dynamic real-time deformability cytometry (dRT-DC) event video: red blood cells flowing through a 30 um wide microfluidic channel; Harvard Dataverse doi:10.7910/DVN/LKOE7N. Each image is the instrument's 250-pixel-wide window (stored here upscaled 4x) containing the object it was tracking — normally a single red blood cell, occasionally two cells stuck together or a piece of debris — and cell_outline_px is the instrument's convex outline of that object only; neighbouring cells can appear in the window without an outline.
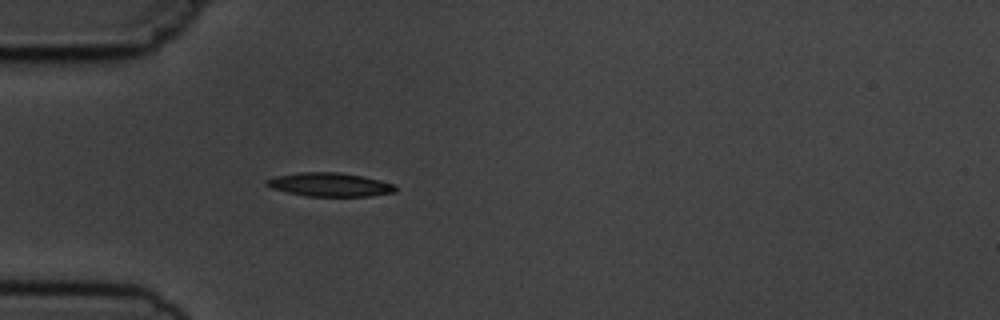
{"species": "common noctule bat (a hibernating species)", "species_latin": "Nyctalus noctula", "temperature_condition": "cold", "stored_images_in_passage": 5, "camera_frame_rate_fps": 3000, "um_per_image_px": 0.085, "animal": {"sex": "male", "body_mass_g": 19.5, "forearm_length_mm": 54.6}, "frame": {"image": 1, "passage_image": 5, "time_ms": 5.0, "image_size_px": [1000, 320], "cell_outline_px": [[396, 192], [372, 196], [308, 196], [288, 192], [272, 188], [264, 184], [264, 180], [276, 176], [300, 172], [340, 172], [380, 180], [396, 184]], "centroid_in_image_um": [28.04, 15.69], "position_along_channel_um": 57.0, "area_um2": 17.8}}